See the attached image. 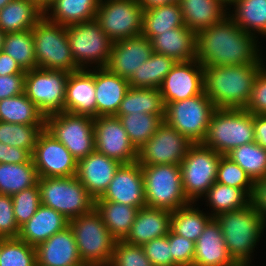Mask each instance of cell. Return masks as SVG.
I'll return each instance as SVG.
<instances>
[{"label":"cell","instance_id":"cell-17","mask_svg":"<svg viewBox=\"0 0 266 266\" xmlns=\"http://www.w3.org/2000/svg\"><path fill=\"white\" fill-rule=\"evenodd\" d=\"M95 151L121 164L137 161L138 150L131 143L115 115L94 117Z\"/></svg>","mask_w":266,"mask_h":266},{"label":"cell","instance_id":"cell-46","mask_svg":"<svg viewBox=\"0 0 266 266\" xmlns=\"http://www.w3.org/2000/svg\"><path fill=\"white\" fill-rule=\"evenodd\" d=\"M216 182L245 190L253 194L254 182L248 174L226 155H222L217 168Z\"/></svg>","mask_w":266,"mask_h":266},{"label":"cell","instance_id":"cell-5","mask_svg":"<svg viewBox=\"0 0 266 266\" xmlns=\"http://www.w3.org/2000/svg\"><path fill=\"white\" fill-rule=\"evenodd\" d=\"M32 34L38 68L68 73L81 70L73 58L66 26L43 16L32 28Z\"/></svg>","mask_w":266,"mask_h":266},{"label":"cell","instance_id":"cell-60","mask_svg":"<svg viewBox=\"0 0 266 266\" xmlns=\"http://www.w3.org/2000/svg\"><path fill=\"white\" fill-rule=\"evenodd\" d=\"M5 33L0 29V51L3 49Z\"/></svg>","mask_w":266,"mask_h":266},{"label":"cell","instance_id":"cell-49","mask_svg":"<svg viewBox=\"0 0 266 266\" xmlns=\"http://www.w3.org/2000/svg\"><path fill=\"white\" fill-rule=\"evenodd\" d=\"M168 241L173 259V266H193L195 242L174 233H168Z\"/></svg>","mask_w":266,"mask_h":266},{"label":"cell","instance_id":"cell-9","mask_svg":"<svg viewBox=\"0 0 266 266\" xmlns=\"http://www.w3.org/2000/svg\"><path fill=\"white\" fill-rule=\"evenodd\" d=\"M66 31L73 58L80 69L106 68L114 42L96 19L67 25Z\"/></svg>","mask_w":266,"mask_h":266},{"label":"cell","instance_id":"cell-14","mask_svg":"<svg viewBox=\"0 0 266 266\" xmlns=\"http://www.w3.org/2000/svg\"><path fill=\"white\" fill-rule=\"evenodd\" d=\"M65 71L32 69L25 73L24 93L46 116L64 112Z\"/></svg>","mask_w":266,"mask_h":266},{"label":"cell","instance_id":"cell-19","mask_svg":"<svg viewBox=\"0 0 266 266\" xmlns=\"http://www.w3.org/2000/svg\"><path fill=\"white\" fill-rule=\"evenodd\" d=\"M95 201H112L138 209L146 206L141 165L135 161L121 164L104 194Z\"/></svg>","mask_w":266,"mask_h":266},{"label":"cell","instance_id":"cell-31","mask_svg":"<svg viewBox=\"0 0 266 266\" xmlns=\"http://www.w3.org/2000/svg\"><path fill=\"white\" fill-rule=\"evenodd\" d=\"M100 0H56L44 16L51 22L64 26L96 18Z\"/></svg>","mask_w":266,"mask_h":266},{"label":"cell","instance_id":"cell-15","mask_svg":"<svg viewBox=\"0 0 266 266\" xmlns=\"http://www.w3.org/2000/svg\"><path fill=\"white\" fill-rule=\"evenodd\" d=\"M193 144L163 121L151 138L138 149L137 162L140 165H180Z\"/></svg>","mask_w":266,"mask_h":266},{"label":"cell","instance_id":"cell-42","mask_svg":"<svg viewBox=\"0 0 266 266\" xmlns=\"http://www.w3.org/2000/svg\"><path fill=\"white\" fill-rule=\"evenodd\" d=\"M255 183L266 177V150L255 142L243 144L226 154Z\"/></svg>","mask_w":266,"mask_h":266},{"label":"cell","instance_id":"cell-56","mask_svg":"<svg viewBox=\"0 0 266 266\" xmlns=\"http://www.w3.org/2000/svg\"><path fill=\"white\" fill-rule=\"evenodd\" d=\"M25 73L26 71L10 55L3 50L0 51V76Z\"/></svg>","mask_w":266,"mask_h":266},{"label":"cell","instance_id":"cell-16","mask_svg":"<svg viewBox=\"0 0 266 266\" xmlns=\"http://www.w3.org/2000/svg\"><path fill=\"white\" fill-rule=\"evenodd\" d=\"M32 160L38 178L76 176L77 160L45 129L38 136Z\"/></svg>","mask_w":266,"mask_h":266},{"label":"cell","instance_id":"cell-7","mask_svg":"<svg viewBox=\"0 0 266 266\" xmlns=\"http://www.w3.org/2000/svg\"><path fill=\"white\" fill-rule=\"evenodd\" d=\"M146 206L175 211L190 201L183 189L180 165H141Z\"/></svg>","mask_w":266,"mask_h":266},{"label":"cell","instance_id":"cell-30","mask_svg":"<svg viewBox=\"0 0 266 266\" xmlns=\"http://www.w3.org/2000/svg\"><path fill=\"white\" fill-rule=\"evenodd\" d=\"M43 16L31 1L12 0L0 10V29L5 34L31 30Z\"/></svg>","mask_w":266,"mask_h":266},{"label":"cell","instance_id":"cell-64","mask_svg":"<svg viewBox=\"0 0 266 266\" xmlns=\"http://www.w3.org/2000/svg\"><path fill=\"white\" fill-rule=\"evenodd\" d=\"M75 266H98V265H95V264H92V263L81 262L80 264L75 265Z\"/></svg>","mask_w":266,"mask_h":266},{"label":"cell","instance_id":"cell-29","mask_svg":"<svg viewBox=\"0 0 266 266\" xmlns=\"http://www.w3.org/2000/svg\"><path fill=\"white\" fill-rule=\"evenodd\" d=\"M179 4L185 26L196 34L228 15V7L220 0H180Z\"/></svg>","mask_w":266,"mask_h":266},{"label":"cell","instance_id":"cell-51","mask_svg":"<svg viewBox=\"0 0 266 266\" xmlns=\"http://www.w3.org/2000/svg\"><path fill=\"white\" fill-rule=\"evenodd\" d=\"M19 231L14 217L12 196L0 194V238H17Z\"/></svg>","mask_w":266,"mask_h":266},{"label":"cell","instance_id":"cell-8","mask_svg":"<svg viewBox=\"0 0 266 266\" xmlns=\"http://www.w3.org/2000/svg\"><path fill=\"white\" fill-rule=\"evenodd\" d=\"M41 204L68 220L90 212L95 199L76 176L38 178Z\"/></svg>","mask_w":266,"mask_h":266},{"label":"cell","instance_id":"cell-52","mask_svg":"<svg viewBox=\"0 0 266 266\" xmlns=\"http://www.w3.org/2000/svg\"><path fill=\"white\" fill-rule=\"evenodd\" d=\"M244 109L252 114L266 115V65L258 72Z\"/></svg>","mask_w":266,"mask_h":266},{"label":"cell","instance_id":"cell-37","mask_svg":"<svg viewBox=\"0 0 266 266\" xmlns=\"http://www.w3.org/2000/svg\"><path fill=\"white\" fill-rule=\"evenodd\" d=\"M196 206L197 202H190L186 206L172 211L170 225V229L174 233L193 242H196L207 223L213 218L208 212L205 213Z\"/></svg>","mask_w":266,"mask_h":266},{"label":"cell","instance_id":"cell-4","mask_svg":"<svg viewBox=\"0 0 266 266\" xmlns=\"http://www.w3.org/2000/svg\"><path fill=\"white\" fill-rule=\"evenodd\" d=\"M253 114L245 109L217 108L202 145L226 155L232 149L254 142Z\"/></svg>","mask_w":266,"mask_h":266},{"label":"cell","instance_id":"cell-18","mask_svg":"<svg viewBox=\"0 0 266 266\" xmlns=\"http://www.w3.org/2000/svg\"><path fill=\"white\" fill-rule=\"evenodd\" d=\"M166 105L204 92L203 66L196 60L176 62L159 88Z\"/></svg>","mask_w":266,"mask_h":266},{"label":"cell","instance_id":"cell-36","mask_svg":"<svg viewBox=\"0 0 266 266\" xmlns=\"http://www.w3.org/2000/svg\"><path fill=\"white\" fill-rule=\"evenodd\" d=\"M209 206L208 213L214 218L219 214L243 208L251 202V196L236 187L215 182L203 196ZM211 207V208H210ZM213 210V211H212Z\"/></svg>","mask_w":266,"mask_h":266},{"label":"cell","instance_id":"cell-10","mask_svg":"<svg viewBox=\"0 0 266 266\" xmlns=\"http://www.w3.org/2000/svg\"><path fill=\"white\" fill-rule=\"evenodd\" d=\"M216 109L211 99L203 92L185 100L167 103L164 122L192 143H202Z\"/></svg>","mask_w":266,"mask_h":266},{"label":"cell","instance_id":"cell-35","mask_svg":"<svg viewBox=\"0 0 266 266\" xmlns=\"http://www.w3.org/2000/svg\"><path fill=\"white\" fill-rule=\"evenodd\" d=\"M132 113L165 115V104L160 89L129 87L115 116Z\"/></svg>","mask_w":266,"mask_h":266},{"label":"cell","instance_id":"cell-28","mask_svg":"<svg viewBox=\"0 0 266 266\" xmlns=\"http://www.w3.org/2000/svg\"><path fill=\"white\" fill-rule=\"evenodd\" d=\"M151 42L153 52L171 57L176 62L196 59V33L187 26L161 33Z\"/></svg>","mask_w":266,"mask_h":266},{"label":"cell","instance_id":"cell-24","mask_svg":"<svg viewBox=\"0 0 266 266\" xmlns=\"http://www.w3.org/2000/svg\"><path fill=\"white\" fill-rule=\"evenodd\" d=\"M193 266H238L230 257L222 229L215 218L195 242Z\"/></svg>","mask_w":266,"mask_h":266},{"label":"cell","instance_id":"cell-47","mask_svg":"<svg viewBox=\"0 0 266 266\" xmlns=\"http://www.w3.org/2000/svg\"><path fill=\"white\" fill-rule=\"evenodd\" d=\"M13 211L19 228L24 225L41 205L38 183L12 195Z\"/></svg>","mask_w":266,"mask_h":266},{"label":"cell","instance_id":"cell-33","mask_svg":"<svg viewBox=\"0 0 266 266\" xmlns=\"http://www.w3.org/2000/svg\"><path fill=\"white\" fill-rule=\"evenodd\" d=\"M94 208L110 234L117 240H124L134 223L138 208L112 201H94Z\"/></svg>","mask_w":266,"mask_h":266},{"label":"cell","instance_id":"cell-54","mask_svg":"<svg viewBox=\"0 0 266 266\" xmlns=\"http://www.w3.org/2000/svg\"><path fill=\"white\" fill-rule=\"evenodd\" d=\"M25 162H33L32 154L28 150L0 142V163L22 164Z\"/></svg>","mask_w":266,"mask_h":266},{"label":"cell","instance_id":"cell-43","mask_svg":"<svg viewBox=\"0 0 266 266\" xmlns=\"http://www.w3.org/2000/svg\"><path fill=\"white\" fill-rule=\"evenodd\" d=\"M2 50L10 55L24 71L38 68L32 29L5 34Z\"/></svg>","mask_w":266,"mask_h":266},{"label":"cell","instance_id":"cell-61","mask_svg":"<svg viewBox=\"0 0 266 266\" xmlns=\"http://www.w3.org/2000/svg\"><path fill=\"white\" fill-rule=\"evenodd\" d=\"M12 0H0V10Z\"/></svg>","mask_w":266,"mask_h":266},{"label":"cell","instance_id":"cell-1","mask_svg":"<svg viewBox=\"0 0 266 266\" xmlns=\"http://www.w3.org/2000/svg\"><path fill=\"white\" fill-rule=\"evenodd\" d=\"M258 40L227 15L221 22L196 34V60L203 67L265 63Z\"/></svg>","mask_w":266,"mask_h":266},{"label":"cell","instance_id":"cell-23","mask_svg":"<svg viewBox=\"0 0 266 266\" xmlns=\"http://www.w3.org/2000/svg\"><path fill=\"white\" fill-rule=\"evenodd\" d=\"M35 248L37 266H75L82 262L70 227L55 233Z\"/></svg>","mask_w":266,"mask_h":266},{"label":"cell","instance_id":"cell-26","mask_svg":"<svg viewBox=\"0 0 266 266\" xmlns=\"http://www.w3.org/2000/svg\"><path fill=\"white\" fill-rule=\"evenodd\" d=\"M128 89V79L107 68H95L96 117L116 115Z\"/></svg>","mask_w":266,"mask_h":266},{"label":"cell","instance_id":"cell-21","mask_svg":"<svg viewBox=\"0 0 266 266\" xmlns=\"http://www.w3.org/2000/svg\"><path fill=\"white\" fill-rule=\"evenodd\" d=\"M121 165L115 159L96 151L77 161L76 177L94 198L101 197Z\"/></svg>","mask_w":266,"mask_h":266},{"label":"cell","instance_id":"cell-57","mask_svg":"<svg viewBox=\"0 0 266 266\" xmlns=\"http://www.w3.org/2000/svg\"><path fill=\"white\" fill-rule=\"evenodd\" d=\"M254 142L266 150V115L253 114Z\"/></svg>","mask_w":266,"mask_h":266},{"label":"cell","instance_id":"cell-50","mask_svg":"<svg viewBox=\"0 0 266 266\" xmlns=\"http://www.w3.org/2000/svg\"><path fill=\"white\" fill-rule=\"evenodd\" d=\"M142 247L153 266H173L168 235L146 242Z\"/></svg>","mask_w":266,"mask_h":266},{"label":"cell","instance_id":"cell-45","mask_svg":"<svg viewBox=\"0 0 266 266\" xmlns=\"http://www.w3.org/2000/svg\"><path fill=\"white\" fill-rule=\"evenodd\" d=\"M0 266H37L36 248L18 238H0Z\"/></svg>","mask_w":266,"mask_h":266},{"label":"cell","instance_id":"cell-20","mask_svg":"<svg viewBox=\"0 0 266 266\" xmlns=\"http://www.w3.org/2000/svg\"><path fill=\"white\" fill-rule=\"evenodd\" d=\"M153 53L152 42L138 35L113 43L106 68L113 74L129 79Z\"/></svg>","mask_w":266,"mask_h":266},{"label":"cell","instance_id":"cell-53","mask_svg":"<svg viewBox=\"0 0 266 266\" xmlns=\"http://www.w3.org/2000/svg\"><path fill=\"white\" fill-rule=\"evenodd\" d=\"M25 74L0 76V100L24 93Z\"/></svg>","mask_w":266,"mask_h":266},{"label":"cell","instance_id":"cell-13","mask_svg":"<svg viewBox=\"0 0 266 266\" xmlns=\"http://www.w3.org/2000/svg\"><path fill=\"white\" fill-rule=\"evenodd\" d=\"M144 9L137 0H100L96 20L113 41L142 34Z\"/></svg>","mask_w":266,"mask_h":266},{"label":"cell","instance_id":"cell-38","mask_svg":"<svg viewBox=\"0 0 266 266\" xmlns=\"http://www.w3.org/2000/svg\"><path fill=\"white\" fill-rule=\"evenodd\" d=\"M0 121L45 125V115L25 93L0 100Z\"/></svg>","mask_w":266,"mask_h":266},{"label":"cell","instance_id":"cell-3","mask_svg":"<svg viewBox=\"0 0 266 266\" xmlns=\"http://www.w3.org/2000/svg\"><path fill=\"white\" fill-rule=\"evenodd\" d=\"M214 218L222 229L232 260L238 266H250L253 252L257 250L266 230V224L252 202L243 208L219 214Z\"/></svg>","mask_w":266,"mask_h":266},{"label":"cell","instance_id":"cell-11","mask_svg":"<svg viewBox=\"0 0 266 266\" xmlns=\"http://www.w3.org/2000/svg\"><path fill=\"white\" fill-rule=\"evenodd\" d=\"M45 130L78 161L95 151L94 117L67 112L45 117Z\"/></svg>","mask_w":266,"mask_h":266},{"label":"cell","instance_id":"cell-27","mask_svg":"<svg viewBox=\"0 0 266 266\" xmlns=\"http://www.w3.org/2000/svg\"><path fill=\"white\" fill-rule=\"evenodd\" d=\"M67 227L69 220L64 215L41 204L36 213L20 227L17 238L36 247Z\"/></svg>","mask_w":266,"mask_h":266},{"label":"cell","instance_id":"cell-44","mask_svg":"<svg viewBox=\"0 0 266 266\" xmlns=\"http://www.w3.org/2000/svg\"><path fill=\"white\" fill-rule=\"evenodd\" d=\"M45 125H24L0 121V142L33 153L38 136Z\"/></svg>","mask_w":266,"mask_h":266},{"label":"cell","instance_id":"cell-25","mask_svg":"<svg viewBox=\"0 0 266 266\" xmlns=\"http://www.w3.org/2000/svg\"><path fill=\"white\" fill-rule=\"evenodd\" d=\"M172 211L154 207L138 209L125 242L142 246L153 239L168 235Z\"/></svg>","mask_w":266,"mask_h":266},{"label":"cell","instance_id":"cell-2","mask_svg":"<svg viewBox=\"0 0 266 266\" xmlns=\"http://www.w3.org/2000/svg\"><path fill=\"white\" fill-rule=\"evenodd\" d=\"M265 63L203 67L204 93L216 108L244 109Z\"/></svg>","mask_w":266,"mask_h":266},{"label":"cell","instance_id":"cell-22","mask_svg":"<svg viewBox=\"0 0 266 266\" xmlns=\"http://www.w3.org/2000/svg\"><path fill=\"white\" fill-rule=\"evenodd\" d=\"M64 112L96 117L95 68L69 73Z\"/></svg>","mask_w":266,"mask_h":266},{"label":"cell","instance_id":"cell-40","mask_svg":"<svg viewBox=\"0 0 266 266\" xmlns=\"http://www.w3.org/2000/svg\"><path fill=\"white\" fill-rule=\"evenodd\" d=\"M38 175L33 162L0 163V194L13 195L35 186Z\"/></svg>","mask_w":266,"mask_h":266},{"label":"cell","instance_id":"cell-58","mask_svg":"<svg viewBox=\"0 0 266 266\" xmlns=\"http://www.w3.org/2000/svg\"><path fill=\"white\" fill-rule=\"evenodd\" d=\"M137 2L140 4V6L144 10H148L156 6L167 5L175 1L174 0H137Z\"/></svg>","mask_w":266,"mask_h":266},{"label":"cell","instance_id":"cell-34","mask_svg":"<svg viewBox=\"0 0 266 266\" xmlns=\"http://www.w3.org/2000/svg\"><path fill=\"white\" fill-rule=\"evenodd\" d=\"M185 26L179 2L144 10L142 35L152 40L168 30Z\"/></svg>","mask_w":266,"mask_h":266},{"label":"cell","instance_id":"cell-6","mask_svg":"<svg viewBox=\"0 0 266 266\" xmlns=\"http://www.w3.org/2000/svg\"><path fill=\"white\" fill-rule=\"evenodd\" d=\"M82 262L108 266L117 240L110 234L99 213L90 212L69 220Z\"/></svg>","mask_w":266,"mask_h":266},{"label":"cell","instance_id":"cell-12","mask_svg":"<svg viewBox=\"0 0 266 266\" xmlns=\"http://www.w3.org/2000/svg\"><path fill=\"white\" fill-rule=\"evenodd\" d=\"M222 154L201 143L193 144L180 164L183 189L190 202H199L216 182Z\"/></svg>","mask_w":266,"mask_h":266},{"label":"cell","instance_id":"cell-63","mask_svg":"<svg viewBox=\"0 0 266 266\" xmlns=\"http://www.w3.org/2000/svg\"><path fill=\"white\" fill-rule=\"evenodd\" d=\"M220 1H222L227 7H229L236 0H220Z\"/></svg>","mask_w":266,"mask_h":266},{"label":"cell","instance_id":"cell-59","mask_svg":"<svg viewBox=\"0 0 266 266\" xmlns=\"http://www.w3.org/2000/svg\"><path fill=\"white\" fill-rule=\"evenodd\" d=\"M56 0H41V11L44 13Z\"/></svg>","mask_w":266,"mask_h":266},{"label":"cell","instance_id":"cell-39","mask_svg":"<svg viewBox=\"0 0 266 266\" xmlns=\"http://www.w3.org/2000/svg\"><path fill=\"white\" fill-rule=\"evenodd\" d=\"M175 64L176 61L173 58L153 52L128 79L129 87L159 89L165 76Z\"/></svg>","mask_w":266,"mask_h":266},{"label":"cell","instance_id":"cell-55","mask_svg":"<svg viewBox=\"0 0 266 266\" xmlns=\"http://www.w3.org/2000/svg\"><path fill=\"white\" fill-rule=\"evenodd\" d=\"M251 202L266 224V177L254 183Z\"/></svg>","mask_w":266,"mask_h":266},{"label":"cell","instance_id":"cell-48","mask_svg":"<svg viewBox=\"0 0 266 266\" xmlns=\"http://www.w3.org/2000/svg\"><path fill=\"white\" fill-rule=\"evenodd\" d=\"M108 266H153L140 245L119 240L115 244L111 262Z\"/></svg>","mask_w":266,"mask_h":266},{"label":"cell","instance_id":"cell-32","mask_svg":"<svg viewBox=\"0 0 266 266\" xmlns=\"http://www.w3.org/2000/svg\"><path fill=\"white\" fill-rule=\"evenodd\" d=\"M228 16L245 32L266 39V0H236L228 7Z\"/></svg>","mask_w":266,"mask_h":266},{"label":"cell","instance_id":"cell-41","mask_svg":"<svg viewBox=\"0 0 266 266\" xmlns=\"http://www.w3.org/2000/svg\"><path fill=\"white\" fill-rule=\"evenodd\" d=\"M118 118L137 150L151 138L164 121V115L148 113L126 114Z\"/></svg>","mask_w":266,"mask_h":266},{"label":"cell","instance_id":"cell-62","mask_svg":"<svg viewBox=\"0 0 266 266\" xmlns=\"http://www.w3.org/2000/svg\"><path fill=\"white\" fill-rule=\"evenodd\" d=\"M34 3L41 10V0H28Z\"/></svg>","mask_w":266,"mask_h":266}]
</instances>
